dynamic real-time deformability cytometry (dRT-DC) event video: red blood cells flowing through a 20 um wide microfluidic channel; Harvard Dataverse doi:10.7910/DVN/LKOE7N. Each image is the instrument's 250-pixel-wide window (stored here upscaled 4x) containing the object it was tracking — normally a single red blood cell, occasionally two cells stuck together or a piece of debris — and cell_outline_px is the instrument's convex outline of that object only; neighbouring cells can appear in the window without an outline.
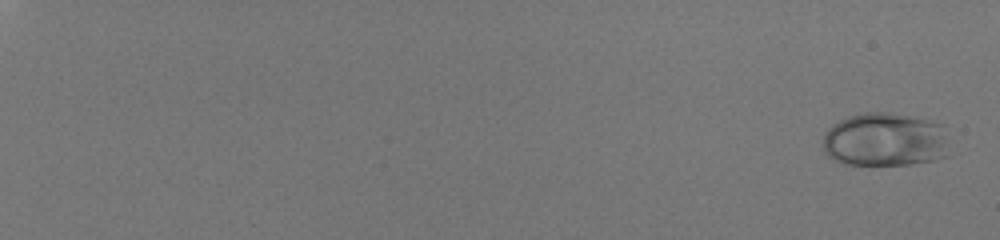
{"species": "human", "species_latin": "Homo sapiens", "temperature_condition": "room temperature", "stored_images_in_passage": 57, "camera_frame_rate_fps": 3000, "um_per_image_px": 0.085, "donor": {"sex": "male"}, "frame": {"image": 1, "passage_image": 2, "time_ms": 0.333, "image_size_px": [1000, 240], "cell_outline_px": [[948, 156], [936, 160], [908, 164], [844, 164], [828, 156], [824, 152], [824, 132], [832, 124], [848, 116], [864, 112], [884, 112], [912, 116], [932, 120], [944, 124]], "centroid_in_image_um": [75.24, 11.86], "position_along_channel_um": 9.8, "area_um2": 39.88}}
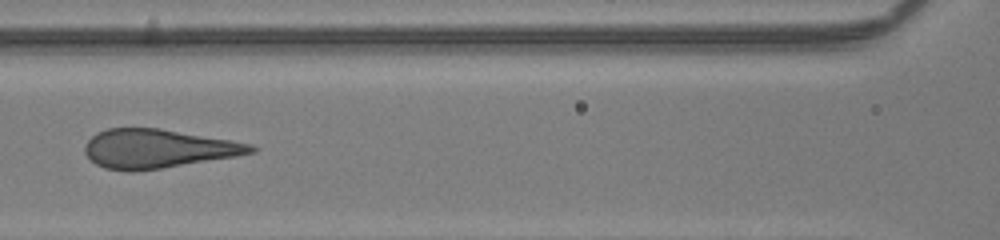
{"frame": {"image": 2, "passage_image": 33, "time_ms": 10.667, "image_size_px": [1000, 240], "cell_outline_px": [[260, 148], [256, 152], [236, 156], [164, 168], [136, 172], [124, 172], [104, 168], [96, 164], [84, 152], [84, 144], [96, 132], [108, 128], [160, 128], [232, 140], [252, 144]], "centroid_in_image_um": [13.42, 12.65], "position_along_channel_um": 153.2, "area_um2": 38.03}}
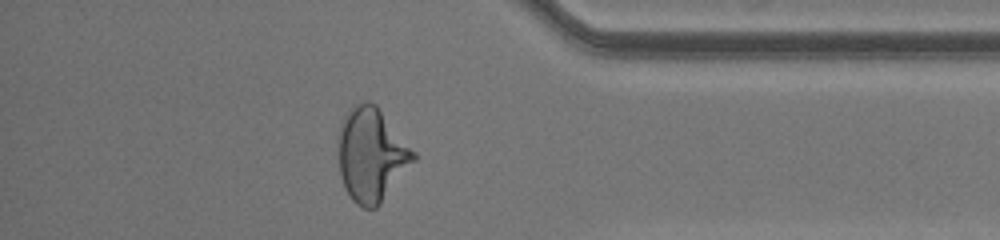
{"frame": {"image": 3, "passage_image": 52, "time_ms": 17.0, "image_size_px": [1000, 240], "cell_outline_px": [[416, 160], [380, 204], [376, 208], [364, 208], [356, 204], [352, 200], [344, 184], [340, 172], [336, 152], [336, 140], [340, 124], [348, 108], [352, 104], [364, 100], [368, 100], [376, 104], [416, 152]], "centroid_in_image_um": [31.54, 13.1], "position_along_channel_um": 403.7, "area_um2": 41.79}, "authors_computed_cell_mechanics": {"area_um2": 38.437, "velocity_mm_per_s": 4.1168, "shape_relaxation_time_tau1_ms": 6.1479, "shape_relaxation_time_tau2_ms": null, "deformation_change_tau1": 0.2117, "deformation_change_tau2": null}}